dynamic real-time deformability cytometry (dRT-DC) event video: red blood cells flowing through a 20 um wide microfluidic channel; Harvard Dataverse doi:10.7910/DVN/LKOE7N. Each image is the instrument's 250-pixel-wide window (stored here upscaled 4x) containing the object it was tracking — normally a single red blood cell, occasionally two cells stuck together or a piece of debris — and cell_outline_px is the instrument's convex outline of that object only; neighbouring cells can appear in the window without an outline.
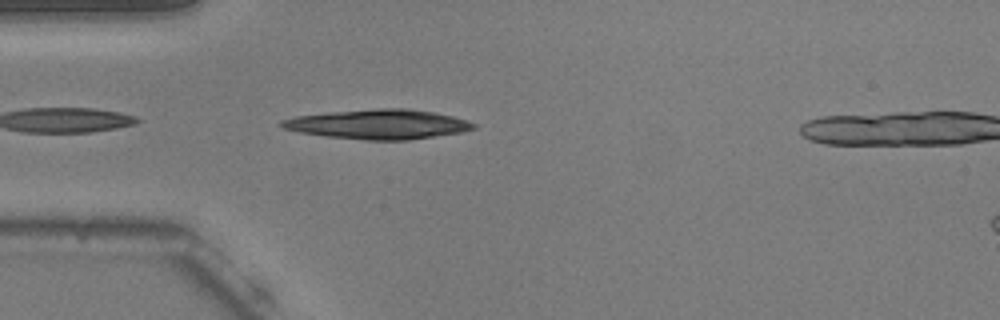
{"species": "common noctule bat (a hibernating species)", "species_latin": "Nyctalus noctula", "temperature_condition": "warm", "stored_images_in_passage": 39, "camera_frame_rate_fps": 3000, "um_per_image_px": 0.085, "animal": {"sex": "male", "body_mass_g": 20.5, "forearm_length_mm": 52.5}, "frame": {"image": 1, "passage_image": 2, "time_ms": 0.333, "image_size_px": [1000, 320], "cell_outline_px": [[476, 128], [460, 132], [408, 140], [364, 140], [328, 136], [300, 132], [284, 128], [276, 124], [280, 120], [296, 116], [328, 112], [380, 108], [408, 108], [432, 112], [452, 116], [476, 124]], "centroid_in_image_um": [32.11, 10.56], "position_along_channel_um": 52.9, "area_um2": 32.89}}
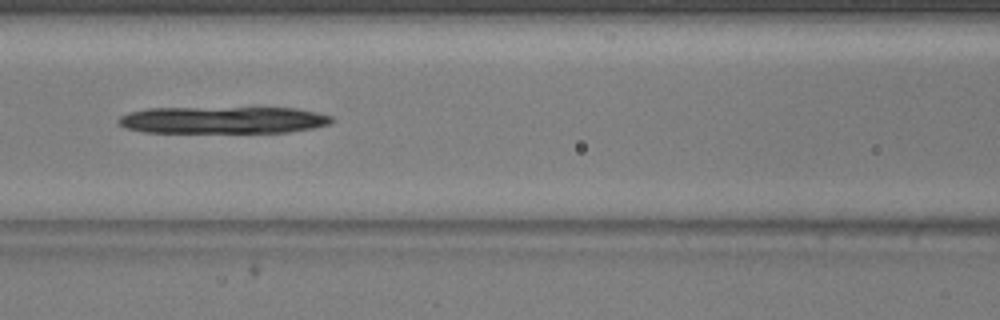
{"frame": {"image": 2, "passage_image": 10, "time_ms": 3.0, "image_size_px": [1000, 320], "cell_outline_px": [[336, 120], [332, 124], [312, 128], [288, 132], [144, 132], [124, 128], [116, 120], [120, 116], [128, 112], [148, 108], [296, 108], [316, 112], [332, 116]], "centroid_in_image_um": [18.97, 10.2], "position_along_channel_um": 147.6, "area_um2": 33.7}}